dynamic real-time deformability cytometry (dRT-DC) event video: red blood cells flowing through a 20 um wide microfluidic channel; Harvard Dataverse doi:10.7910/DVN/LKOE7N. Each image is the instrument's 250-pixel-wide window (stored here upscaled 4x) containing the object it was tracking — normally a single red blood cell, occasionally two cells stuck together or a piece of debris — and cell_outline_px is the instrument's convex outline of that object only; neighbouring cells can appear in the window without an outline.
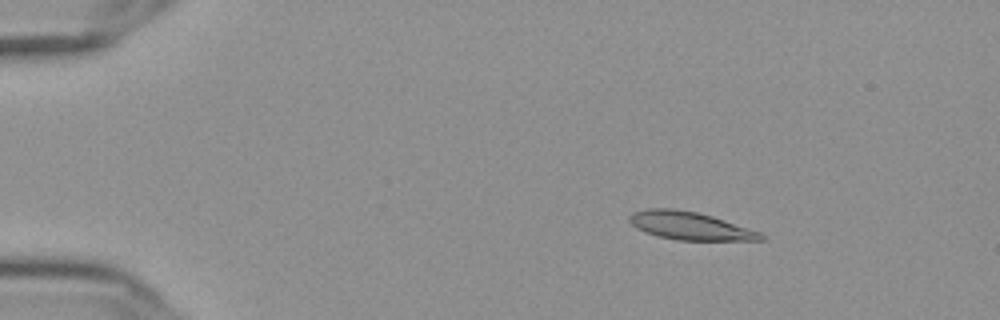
{"species": "Egyptian fruit bat (a non-hibernating species)", "species_latin": "Rousettus aegyptiacus", "temperature_condition": "cold", "stored_images_in_passage": 53, "camera_frame_rate_fps": 3000, "um_per_image_px": 0.085, "frame": {"image": 1, "passage_image": 6, "time_ms": 1.667, "image_size_px": [1000, 320], "cell_outline_px": [[768, 236], [764, 240], [676, 240], [656, 236], [644, 232], [636, 228], [628, 220], [628, 216], [632, 212], [648, 208], [672, 208], [696, 212], [712, 216], [760, 232]], "centroid_in_image_um": [58.61, 19.2], "position_along_channel_um": 26.4, "area_um2": 21.5}}
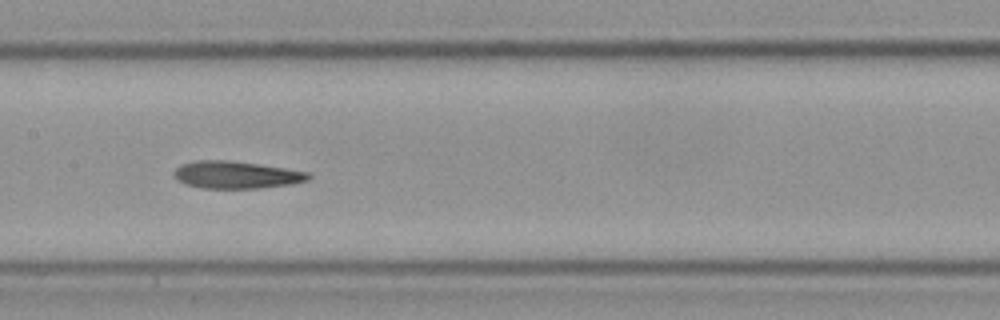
{"frame": {"image": 2, "passage_image": 26, "time_ms": 8.333, "image_size_px": [1000, 320], "cell_outline_px": [[312, 176], [308, 180], [292, 184], [260, 188], [200, 188], [184, 184], [176, 180], [172, 172], [180, 164], [196, 160], [228, 160], [260, 164], [308, 172]], "centroid_in_image_um": [20.04, 14.86], "position_along_channel_um": 187.4, "area_um2": 21.62}}
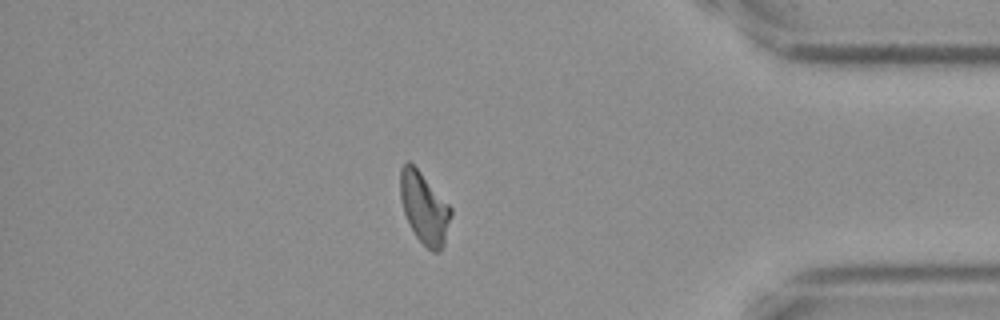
{"frame": {"image": 3, "passage_image": 46, "time_ms": 15.0, "image_size_px": [1000, 320], "cell_outline_px": [[452, 212], [444, 244], [440, 252], [432, 252], [416, 236], [404, 212], [400, 200], [400, 168], [408, 160], [420, 172], [452, 208]], "centroid_in_image_um": [36.06, 17.68], "position_along_channel_um": 399.1, "area_um2": 20.69}, "authors_computed_cell_mechanics": {"area_um2": 21.5016, "velocity_mm_per_s": 3.6144, "shape_relaxation_time_tau1_ms": null, "shape_relaxation_time_tau2_ms": 6.2386, "deformation_change_tau1": null, "deformation_change_tau2": 0.1316}}